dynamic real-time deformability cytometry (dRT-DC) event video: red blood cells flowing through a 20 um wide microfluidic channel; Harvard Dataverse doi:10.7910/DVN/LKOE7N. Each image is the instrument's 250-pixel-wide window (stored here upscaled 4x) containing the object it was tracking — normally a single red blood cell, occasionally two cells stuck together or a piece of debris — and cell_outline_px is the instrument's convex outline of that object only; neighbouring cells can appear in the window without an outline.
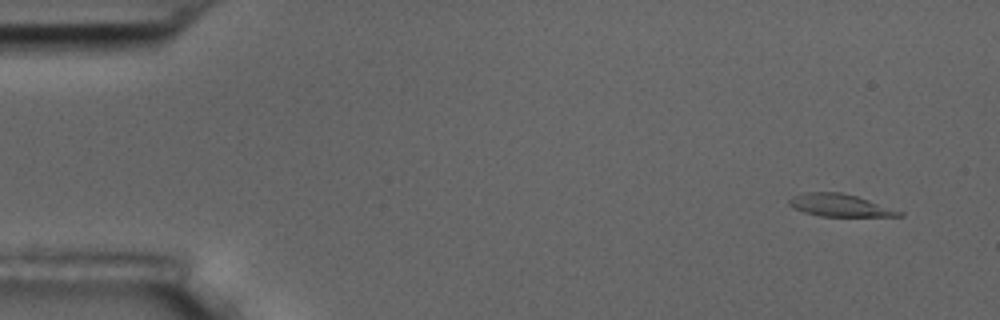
{"species": "common noctule bat (a hibernating species)", "species_latin": "Nyctalus noctula", "temperature_condition": "room temperature", "stored_images_in_passage": 4, "camera_frame_rate_fps": 3000, "um_per_image_px": 0.085, "animal": {"sex": "male", "body_mass_g": 17.5, "forearm_length_mm": 52.3}, "frame": {"image": 1, "passage_image": 1, "time_ms": 0.0, "image_size_px": [1000, 320], "cell_outline_px": [[904, 216], [820, 216], [804, 212], [792, 208], [788, 204], [788, 200], [792, 196], [804, 192], [840, 192], [856, 196], [904, 212]], "centroid_in_image_um": [71.34, 17.45], "position_along_channel_um": 13.7, "area_um2": 14.33}}
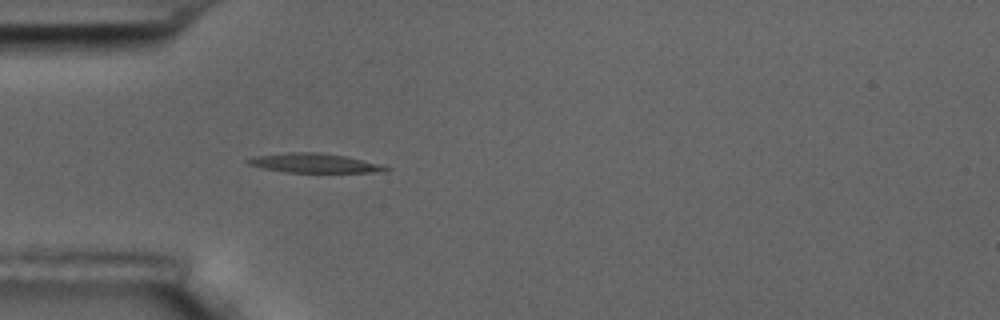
{"frame": {"image": 2, "passage_image": 4, "time_ms": 4.333, "image_size_px": [1000, 320], "cell_outline_px": [[392, 168], [384, 172], [288, 172], [260, 168], [248, 164], [244, 160], [252, 156], [288, 152], [320, 152], [344, 156]], "centroid_in_image_um": [26.6, 13.86], "position_along_channel_um": 58.4, "area_um2": 15.37}}